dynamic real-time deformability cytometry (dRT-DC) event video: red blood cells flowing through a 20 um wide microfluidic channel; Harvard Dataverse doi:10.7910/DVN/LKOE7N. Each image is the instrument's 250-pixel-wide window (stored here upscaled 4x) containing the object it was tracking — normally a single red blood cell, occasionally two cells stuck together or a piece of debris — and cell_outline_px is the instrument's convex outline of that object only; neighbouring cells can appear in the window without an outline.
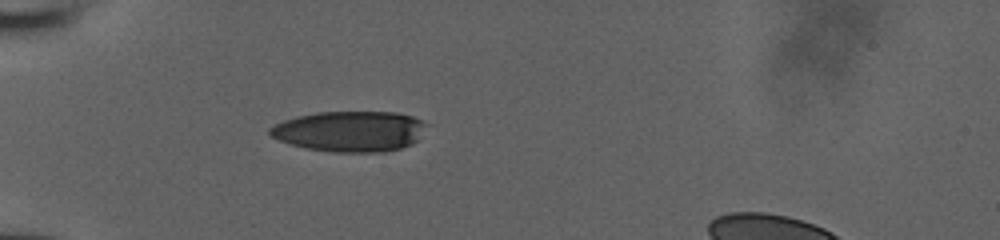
{"species": "human", "species_latin": "Homo sapiens", "temperature_condition": "room temperature", "stored_images_in_passage": 35, "camera_frame_rate_fps": 3000, "um_per_image_px": 0.085, "donor": {"sex": "male"}, "frame": {"image": 1, "passage_image": 1, "time_ms": 0.0, "image_size_px": [1000, 240], "cell_outline_px": [[428, 124], [416, 140], [412, 144], [400, 148], [384, 152], [332, 152], [304, 148], [280, 140], [272, 136], [268, 132], [268, 128], [284, 120], [296, 116], [316, 112], [396, 112], [412, 116]], "centroid_in_image_um": [29.73, 11.16], "position_along_channel_um": 55.3, "area_um2": 36.99}}
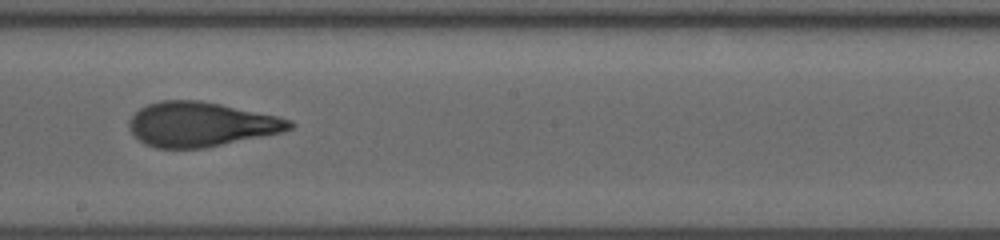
{"frame": {"image": 2, "passage_image": 15, "time_ms": 4.667, "image_size_px": [1000, 240], "cell_outline_px": [[296, 124], [292, 128], [280, 132], [204, 148], [156, 148], [144, 144], [128, 128], [128, 120], [140, 108], [148, 104], [160, 100], [200, 100], [220, 104], [276, 116], [292, 120]], "centroid_in_image_um": [17.04, 10.56], "position_along_channel_um": 231.2, "area_um2": 41.33}}
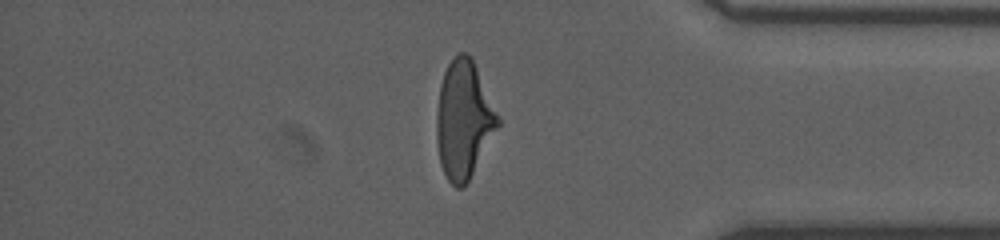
{"frame": {"image": 3, "passage_image": 28, "time_ms": 9.0, "image_size_px": [1000, 240], "cell_outline_px": [[500, 124], [464, 188], [456, 188], [448, 180], [440, 164], [436, 140], [436, 116], [440, 84], [444, 72], [448, 64], [460, 52], [464, 52], [472, 56], [500, 120]], "centroid_in_image_um": [39.4, 10.18], "position_along_channel_um": 395.8, "area_um2": 41.85}}